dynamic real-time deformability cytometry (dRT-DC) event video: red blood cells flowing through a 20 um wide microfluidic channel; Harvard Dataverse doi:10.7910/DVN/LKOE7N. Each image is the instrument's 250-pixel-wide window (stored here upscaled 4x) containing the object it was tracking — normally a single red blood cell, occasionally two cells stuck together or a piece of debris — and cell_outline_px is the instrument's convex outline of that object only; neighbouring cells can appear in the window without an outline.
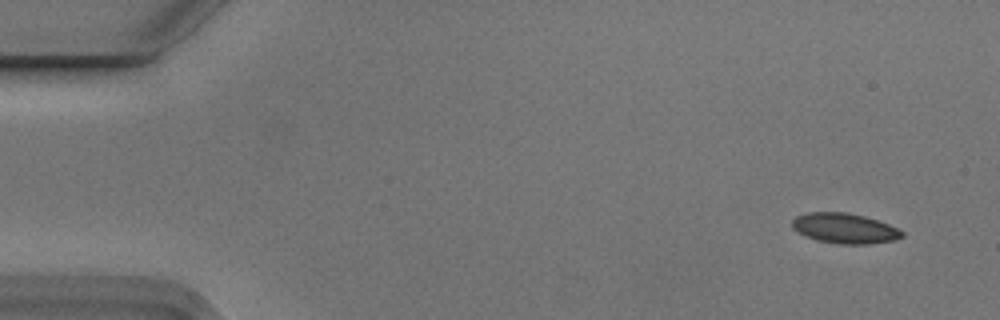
{"species": "Egyptian fruit bat (a non-hibernating species)", "species_latin": "Rousettus aegyptiacus", "temperature_condition": "cold", "stored_images_in_passage": 8, "camera_frame_rate_fps": 3000, "um_per_image_px": 0.085, "animal": {"sex": "male"}, "frame": {"image": 1, "passage_image": 1, "time_ms": 0.0, "image_size_px": [1000, 320], "cell_outline_px": [[904, 236], [896, 240], [868, 244], [840, 244], [816, 240], [804, 236], [796, 232], [792, 228], [792, 220], [796, 216], [808, 212], [848, 212], [864, 216], [888, 224], [904, 232]], "centroid_in_image_um": [71.77, 19.41], "position_along_channel_um": 13.2, "area_um2": 19.48}}
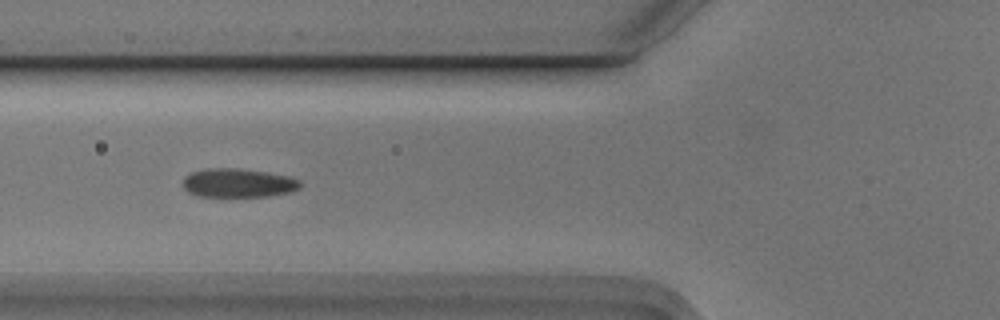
{"frame": {"image": 2, "passage_image": 6, "time_ms": 1.667, "image_size_px": [1000, 320], "cell_outline_px": [[300, 188], [292, 192], [268, 196], [200, 196], [188, 192], [184, 188], [184, 176], [192, 172], [208, 168], [236, 168], [268, 172], [288, 176], [300, 180]], "centroid_in_image_um": [20.26, 15.55], "position_along_channel_um": 105.5, "area_um2": 19.65}}
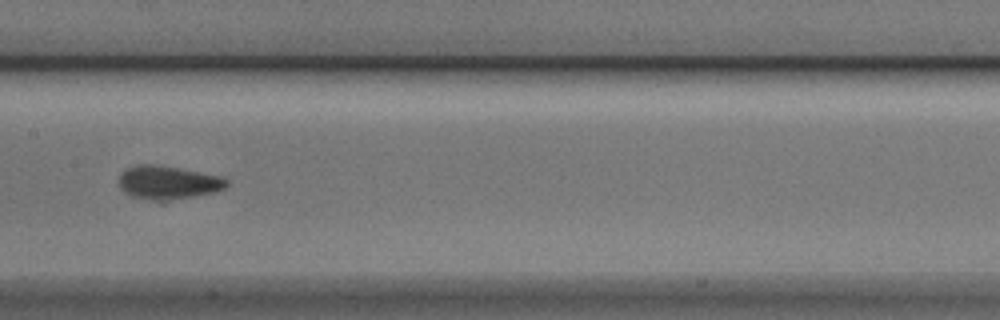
{"frame": {"image": 3, "passage_image": 8, "time_ms": 2.333, "image_size_px": [1000, 320], "cell_outline_px": [[228, 184], [224, 188], [216, 192], [164, 204], [160, 204], [132, 196], [124, 192], [120, 188], [120, 176], [128, 168], [140, 164], [152, 164], [224, 176], [228, 180]], "centroid_in_image_um": [14.33, 15.58], "position_along_channel_um": 193.1, "area_um2": 21.68}}